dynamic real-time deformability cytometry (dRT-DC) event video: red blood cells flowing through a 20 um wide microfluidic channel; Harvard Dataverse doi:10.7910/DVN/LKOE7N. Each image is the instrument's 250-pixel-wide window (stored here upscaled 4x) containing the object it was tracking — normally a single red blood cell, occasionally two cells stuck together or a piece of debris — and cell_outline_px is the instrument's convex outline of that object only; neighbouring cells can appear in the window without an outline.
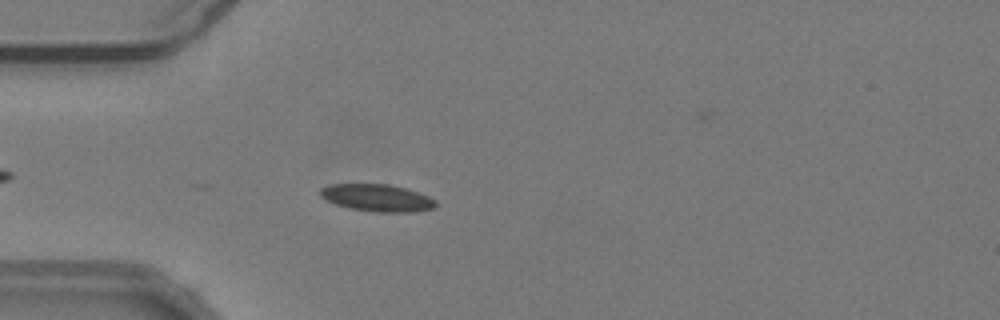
{"species": "common noctule bat (a hibernating species)", "species_latin": "Nyctalus noctula", "temperature_condition": "warm", "stored_images_in_passage": 7, "camera_frame_rate_fps": 3000, "um_per_image_px": 0.085, "animal": {"sex": "male", "body_mass_g": 19.2, "forearm_length_mm": 51.8}, "frame": {"image": 1, "passage_image": 7, "time_ms": 2.0, "image_size_px": [1000, 320], "cell_outline_px": [[436, 204], [432, 208], [412, 212], [376, 212], [348, 208], [336, 204], [320, 196], [320, 188], [328, 184], [388, 184], [408, 188], [428, 196], [436, 200]], "centroid_in_image_um": [32.05, 16.81], "position_along_channel_um": 53.0, "area_um2": 18.32}}